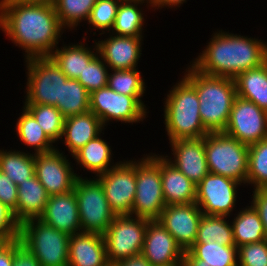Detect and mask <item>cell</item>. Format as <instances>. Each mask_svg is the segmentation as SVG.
Instances as JSON below:
<instances>
[{"label":"cell","instance_id":"obj_41","mask_svg":"<svg viewBox=\"0 0 267 266\" xmlns=\"http://www.w3.org/2000/svg\"><path fill=\"white\" fill-rule=\"evenodd\" d=\"M238 249V266H267V239Z\"/></svg>","mask_w":267,"mask_h":266},{"label":"cell","instance_id":"obj_27","mask_svg":"<svg viewBox=\"0 0 267 266\" xmlns=\"http://www.w3.org/2000/svg\"><path fill=\"white\" fill-rule=\"evenodd\" d=\"M100 136L101 134L87 142L72 156L77 164L81 165L85 170L95 173L96 176L107 172L119 163L114 164V162H111V146Z\"/></svg>","mask_w":267,"mask_h":266},{"label":"cell","instance_id":"obj_18","mask_svg":"<svg viewBox=\"0 0 267 266\" xmlns=\"http://www.w3.org/2000/svg\"><path fill=\"white\" fill-rule=\"evenodd\" d=\"M172 157L168 161L197 185L208 173L205 152V136L198 139H178L170 141ZM170 158V159H169Z\"/></svg>","mask_w":267,"mask_h":266},{"label":"cell","instance_id":"obj_14","mask_svg":"<svg viewBox=\"0 0 267 266\" xmlns=\"http://www.w3.org/2000/svg\"><path fill=\"white\" fill-rule=\"evenodd\" d=\"M223 132L247 145L267 139V111L237 96Z\"/></svg>","mask_w":267,"mask_h":266},{"label":"cell","instance_id":"obj_11","mask_svg":"<svg viewBox=\"0 0 267 266\" xmlns=\"http://www.w3.org/2000/svg\"><path fill=\"white\" fill-rule=\"evenodd\" d=\"M96 179L116 216L130 215L136 195V161L123 160Z\"/></svg>","mask_w":267,"mask_h":266},{"label":"cell","instance_id":"obj_16","mask_svg":"<svg viewBox=\"0 0 267 266\" xmlns=\"http://www.w3.org/2000/svg\"><path fill=\"white\" fill-rule=\"evenodd\" d=\"M202 215L196 203L166 205L158 222L173 236L182 250L187 251L196 241Z\"/></svg>","mask_w":267,"mask_h":266},{"label":"cell","instance_id":"obj_45","mask_svg":"<svg viewBox=\"0 0 267 266\" xmlns=\"http://www.w3.org/2000/svg\"><path fill=\"white\" fill-rule=\"evenodd\" d=\"M251 205L259 214L267 239V189H254Z\"/></svg>","mask_w":267,"mask_h":266},{"label":"cell","instance_id":"obj_43","mask_svg":"<svg viewBox=\"0 0 267 266\" xmlns=\"http://www.w3.org/2000/svg\"><path fill=\"white\" fill-rule=\"evenodd\" d=\"M18 199L17 185L2 171H0V202L13 211L16 217Z\"/></svg>","mask_w":267,"mask_h":266},{"label":"cell","instance_id":"obj_48","mask_svg":"<svg viewBox=\"0 0 267 266\" xmlns=\"http://www.w3.org/2000/svg\"><path fill=\"white\" fill-rule=\"evenodd\" d=\"M151 8H163V7H168L172 8L173 6L175 7H180L186 0H149Z\"/></svg>","mask_w":267,"mask_h":266},{"label":"cell","instance_id":"obj_32","mask_svg":"<svg viewBox=\"0 0 267 266\" xmlns=\"http://www.w3.org/2000/svg\"><path fill=\"white\" fill-rule=\"evenodd\" d=\"M0 171L18 186L34 175L35 154L0 149Z\"/></svg>","mask_w":267,"mask_h":266},{"label":"cell","instance_id":"obj_17","mask_svg":"<svg viewBox=\"0 0 267 266\" xmlns=\"http://www.w3.org/2000/svg\"><path fill=\"white\" fill-rule=\"evenodd\" d=\"M141 255L152 266H182L184 251L158 220L149 221Z\"/></svg>","mask_w":267,"mask_h":266},{"label":"cell","instance_id":"obj_28","mask_svg":"<svg viewBox=\"0 0 267 266\" xmlns=\"http://www.w3.org/2000/svg\"><path fill=\"white\" fill-rule=\"evenodd\" d=\"M149 4V0H122L119 4L112 34L126 37H143L144 14L140 9V4ZM139 6V8H138Z\"/></svg>","mask_w":267,"mask_h":266},{"label":"cell","instance_id":"obj_44","mask_svg":"<svg viewBox=\"0 0 267 266\" xmlns=\"http://www.w3.org/2000/svg\"><path fill=\"white\" fill-rule=\"evenodd\" d=\"M12 266H41L36 257L21 243L19 237L14 239V260Z\"/></svg>","mask_w":267,"mask_h":266},{"label":"cell","instance_id":"obj_8","mask_svg":"<svg viewBox=\"0 0 267 266\" xmlns=\"http://www.w3.org/2000/svg\"><path fill=\"white\" fill-rule=\"evenodd\" d=\"M93 179L78 177L73 190L82 232L103 235L116 215L108 204L101 183Z\"/></svg>","mask_w":267,"mask_h":266},{"label":"cell","instance_id":"obj_36","mask_svg":"<svg viewBox=\"0 0 267 266\" xmlns=\"http://www.w3.org/2000/svg\"><path fill=\"white\" fill-rule=\"evenodd\" d=\"M96 2L97 0H55L54 8L61 25L73 30L80 22L88 21Z\"/></svg>","mask_w":267,"mask_h":266},{"label":"cell","instance_id":"obj_33","mask_svg":"<svg viewBox=\"0 0 267 266\" xmlns=\"http://www.w3.org/2000/svg\"><path fill=\"white\" fill-rule=\"evenodd\" d=\"M227 216L203 214L198 225L195 243H214L220 245H235L231 222Z\"/></svg>","mask_w":267,"mask_h":266},{"label":"cell","instance_id":"obj_21","mask_svg":"<svg viewBox=\"0 0 267 266\" xmlns=\"http://www.w3.org/2000/svg\"><path fill=\"white\" fill-rule=\"evenodd\" d=\"M68 266H110L103 235L84 232L71 235Z\"/></svg>","mask_w":267,"mask_h":266},{"label":"cell","instance_id":"obj_35","mask_svg":"<svg viewBox=\"0 0 267 266\" xmlns=\"http://www.w3.org/2000/svg\"><path fill=\"white\" fill-rule=\"evenodd\" d=\"M137 69L111 70L110 72H113L109 73L107 86L117 93L133 96L146 109L141 100L146 91L145 82Z\"/></svg>","mask_w":267,"mask_h":266},{"label":"cell","instance_id":"obj_39","mask_svg":"<svg viewBox=\"0 0 267 266\" xmlns=\"http://www.w3.org/2000/svg\"><path fill=\"white\" fill-rule=\"evenodd\" d=\"M122 0H97L91 10V14L88 19V24L92 25L95 29L102 31V34L111 31L119 4Z\"/></svg>","mask_w":267,"mask_h":266},{"label":"cell","instance_id":"obj_20","mask_svg":"<svg viewBox=\"0 0 267 266\" xmlns=\"http://www.w3.org/2000/svg\"><path fill=\"white\" fill-rule=\"evenodd\" d=\"M38 219L69 236L82 232L74 190L49 196L45 209Z\"/></svg>","mask_w":267,"mask_h":266},{"label":"cell","instance_id":"obj_12","mask_svg":"<svg viewBox=\"0 0 267 266\" xmlns=\"http://www.w3.org/2000/svg\"><path fill=\"white\" fill-rule=\"evenodd\" d=\"M133 96L115 92L108 86L90 94V111L106 126L110 120L124 123H140L148 113Z\"/></svg>","mask_w":267,"mask_h":266},{"label":"cell","instance_id":"obj_25","mask_svg":"<svg viewBox=\"0 0 267 266\" xmlns=\"http://www.w3.org/2000/svg\"><path fill=\"white\" fill-rule=\"evenodd\" d=\"M93 47L94 49L89 48L88 45L86 47L82 42L61 48L56 47L49 57L68 79H77L85 67L98 55L96 43Z\"/></svg>","mask_w":267,"mask_h":266},{"label":"cell","instance_id":"obj_50","mask_svg":"<svg viewBox=\"0 0 267 266\" xmlns=\"http://www.w3.org/2000/svg\"><path fill=\"white\" fill-rule=\"evenodd\" d=\"M23 3L54 5L55 0H18Z\"/></svg>","mask_w":267,"mask_h":266},{"label":"cell","instance_id":"obj_26","mask_svg":"<svg viewBox=\"0 0 267 266\" xmlns=\"http://www.w3.org/2000/svg\"><path fill=\"white\" fill-rule=\"evenodd\" d=\"M237 96L267 111V61L240 73L235 79Z\"/></svg>","mask_w":267,"mask_h":266},{"label":"cell","instance_id":"obj_5","mask_svg":"<svg viewBox=\"0 0 267 266\" xmlns=\"http://www.w3.org/2000/svg\"><path fill=\"white\" fill-rule=\"evenodd\" d=\"M19 239L41 266H68V234L39 219H31L20 225Z\"/></svg>","mask_w":267,"mask_h":266},{"label":"cell","instance_id":"obj_31","mask_svg":"<svg viewBox=\"0 0 267 266\" xmlns=\"http://www.w3.org/2000/svg\"><path fill=\"white\" fill-rule=\"evenodd\" d=\"M55 107L64 118L84 114L90 111V93L77 79L62 82L61 102Z\"/></svg>","mask_w":267,"mask_h":266},{"label":"cell","instance_id":"obj_37","mask_svg":"<svg viewBox=\"0 0 267 266\" xmlns=\"http://www.w3.org/2000/svg\"><path fill=\"white\" fill-rule=\"evenodd\" d=\"M24 107L33 115L43 131L54 143L61 141L65 118L55 106L24 104Z\"/></svg>","mask_w":267,"mask_h":266},{"label":"cell","instance_id":"obj_2","mask_svg":"<svg viewBox=\"0 0 267 266\" xmlns=\"http://www.w3.org/2000/svg\"><path fill=\"white\" fill-rule=\"evenodd\" d=\"M222 31L215 32L202 54L192 61L197 71L235 79L267 61V42Z\"/></svg>","mask_w":267,"mask_h":266},{"label":"cell","instance_id":"obj_24","mask_svg":"<svg viewBox=\"0 0 267 266\" xmlns=\"http://www.w3.org/2000/svg\"><path fill=\"white\" fill-rule=\"evenodd\" d=\"M18 199L15 220L21 225L26 220L38 219L48 202L49 195L35 174L17 186Z\"/></svg>","mask_w":267,"mask_h":266},{"label":"cell","instance_id":"obj_13","mask_svg":"<svg viewBox=\"0 0 267 266\" xmlns=\"http://www.w3.org/2000/svg\"><path fill=\"white\" fill-rule=\"evenodd\" d=\"M238 185L241 183L232 178L209 172L196 185V204L205 215L229 218L235 208Z\"/></svg>","mask_w":267,"mask_h":266},{"label":"cell","instance_id":"obj_46","mask_svg":"<svg viewBox=\"0 0 267 266\" xmlns=\"http://www.w3.org/2000/svg\"><path fill=\"white\" fill-rule=\"evenodd\" d=\"M14 260V240L0 246V266H12Z\"/></svg>","mask_w":267,"mask_h":266},{"label":"cell","instance_id":"obj_10","mask_svg":"<svg viewBox=\"0 0 267 266\" xmlns=\"http://www.w3.org/2000/svg\"><path fill=\"white\" fill-rule=\"evenodd\" d=\"M150 220L131 215L116 216L103 234L108 263L141 254Z\"/></svg>","mask_w":267,"mask_h":266},{"label":"cell","instance_id":"obj_29","mask_svg":"<svg viewBox=\"0 0 267 266\" xmlns=\"http://www.w3.org/2000/svg\"><path fill=\"white\" fill-rule=\"evenodd\" d=\"M242 209L231 222L236 247L266 240L264 226L257 211L252 205Z\"/></svg>","mask_w":267,"mask_h":266},{"label":"cell","instance_id":"obj_22","mask_svg":"<svg viewBox=\"0 0 267 266\" xmlns=\"http://www.w3.org/2000/svg\"><path fill=\"white\" fill-rule=\"evenodd\" d=\"M161 182L166 205L196 203V185L161 155Z\"/></svg>","mask_w":267,"mask_h":266},{"label":"cell","instance_id":"obj_1","mask_svg":"<svg viewBox=\"0 0 267 266\" xmlns=\"http://www.w3.org/2000/svg\"><path fill=\"white\" fill-rule=\"evenodd\" d=\"M0 29L25 50L24 59L49 57L65 31L54 5L18 0H0Z\"/></svg>","mask_w":267,"mask_h":266},{"label":"cell","instance_id":"obj_34","mask_svg":"<svg viewBox=\"0 0 267 266\" xmlns=\"http://www.w3.org/2000/svg\"><path fill=\"white\" fill-rule=\"evenodd\" d=\"M187 251L209 266H238L236 245L226 246L220 245L218 242L194 243Z\"/></svg>","mask_w":267,"mask_h":266},{"label":"cell","instance_id":"obj_3","mask_svg":"<svg viewBox=\"0 0 267 266\" xmlns=\"http://www.w3.org/2000/svg\"><path fill=\"white\" fill-rule=\"evenodd\" d=\"M187 69L183 77L196 89L204 128L208 132H223L237 97L235 80L230 77L203 74L191 63Z\"/></svg>","mask_w":267,"mask_h":266},{"label":"cell","instance_id":"obj_9","mask_svg":"<svg viewBox=\"0 0 267 266\" xmlns=\"http://www.w3.org/2000/svg\"><path fill=\"white\" fill-rule=\"evenodd\" d=\"M27 66L26 96L24 104L55 106L61 102L62 82L68 78L50 57L25 60Z\"/></svg>","mask_w":267,"mask_h":266},{"label":"cell","instance_id":"obj_30","mask_svg":"<svg viewBox=\"0 0 267 266\" xmlns=\"http://www.w3.org/2000/svg\"><path fill=\"white\" fill-rule=\"evenodd\" d=\"M23 113L17 120L16 131L20 141L34 148V154L49 153L56 150L53 141L43 131L33 115L23 106Z\"/></svg>","mask_w":267,"mask_h":266},{"label":"cell","instance_id":"obj_42","mask_svg":"<svg viewBox=\"0 0 267 266\" xmlns=\"http://www.w3.org/2000/svg\"><path fill=\"white\" fill-rule=\"evenodd\" d=\"M20 225L15 220L13 211L0 202V241L10 242L19 237Z\"/></svg>","mask_w":267,"mask_h":266},{"label":"cell","instance_id":"obj_7","mask_svg":"<svg viewBox=\"0 0 267 266\" xmlns=\"http://www.w3.org/2000/svg\"><path fill=\"white\" fill-rule=\"evenodd\" d=\"M165 207L161 156L146 154L136 162V195L130 215L150 221L158 220Z\"/></svg>","mask_w":267,"mask_h":266},{"label":"cell","instance_id":"obj_15","mask_svg":"<svg viewBox=\"0 0 267 266\" xmlns=\"http://www.w3.org/2000/svg\"><path fill=\"white\" fill-rule=\"evenodd\" d=\"M73 166L58 149L49 153L35 154V176L49 196L65 194L74 189L78 177Z\"/></svg>","mask_w":267,"mask_h":266},{"label":"cell","instance_id":"obj_4","mask_svg":"<svg viewBox=\"0 0 267 266\" xmlns=\"http://www.w3.org/2000/svg\"><path fill=\"white\" fill-rule=\"evenodd\" d=\"M173 85L164 105V124L169 141L203 138L209 132L204 128L196 89L182 76Z\"/></svg>","mask_w":267,"mask_h":266},{"label":"cell","instance_id":"obj_19","mask_svg":"<svg viewBox=\"0 0 267 266\" xmlns=\"http://www.w3.org/2000/svg\"><path fill=\"white\" fill-rule=\"evenodd\" d=\"M110 33V37L101 41H94L98 55L110 70L135 69L141 58V43L143 37L117 36Z\"/></svg>","mask_w":267,"mask_h":266},{"label":"cell","instance_id":"obj_38","mask_svg":"<svg viewBox=\"0 0 267 266\" xmlns=\"http://www.w3.org/2000/svg\"><path fill=\"white\" fill-rule=\"evenodd\" d=\"M247 184L253 189H267V139L248 145Z\"/></svg>","mask_w":267,"mask_h":266},{"label":"cell","instance_id":"obj_23","mask_svg":"<svg viewBox=\"0 0 267 266\" xmlns=\"http://www.w3.org/2000/svg\"><path fill=\"white\" fill-rule=\"evenodd\" d=\"M104 126L100 119L91 111L67 117L64 120L62 139L69 153L73 156L87 142L100 135Z\"/></svg>","mask_w":267,"mask_h":266},{"label":"cell","instance_id":"obj_47","mask_svg":"<svg viewBox=\"0 0 267 266\" xmlns=\"http://www.w3.org/2000/svg\"><path fill=\"white\" fill-rule=\"evenodd\" d=\"M111 266H152L141 254L115 262Z\"/></svg>","mask_w":267,"mask_h":266},{"label":"cell","instance_id":"obj_49","mask_svg":"<svg viewBox=\"0 0 267 266\" xmlns=\"http://www.w3.org/2000/svg\"><path fill=\"white\" fill-rule=\"evenodd\" d=\"M182 266H209L203 264V260L196 259L188 251H184Z\"/></svg>","mask_w":267,"mask_h":266},{"label":"cell","instance_id":"obj_40","mask_svg":"<svg viewBox=\"0 0 267 266\" xmlns=\"http://www.w3.org/2000/svg\"><path fill=\"white\" fill-rule=\"evenodd\" d=\"M108 66L97 55L79 75L77 80L91 94L93 91L104 88L108 84Z\"/></svg>","mask_w":267,"mask_h":266},{"label":"cell","instance_id":"obj_6","mask_svg":"<svg viewBox=\"0 0 267 266\" xmlns=\"http://www.w3.org/2000/svg\"><path fill=\"white\" fill-rule=\"evenodd\" d=\"M205 152L210 173L246 184L249 152L247 144L224 132H209L205 136Z\"/></svg>","mask_w":267,"mask_h":266}]
</instances>
